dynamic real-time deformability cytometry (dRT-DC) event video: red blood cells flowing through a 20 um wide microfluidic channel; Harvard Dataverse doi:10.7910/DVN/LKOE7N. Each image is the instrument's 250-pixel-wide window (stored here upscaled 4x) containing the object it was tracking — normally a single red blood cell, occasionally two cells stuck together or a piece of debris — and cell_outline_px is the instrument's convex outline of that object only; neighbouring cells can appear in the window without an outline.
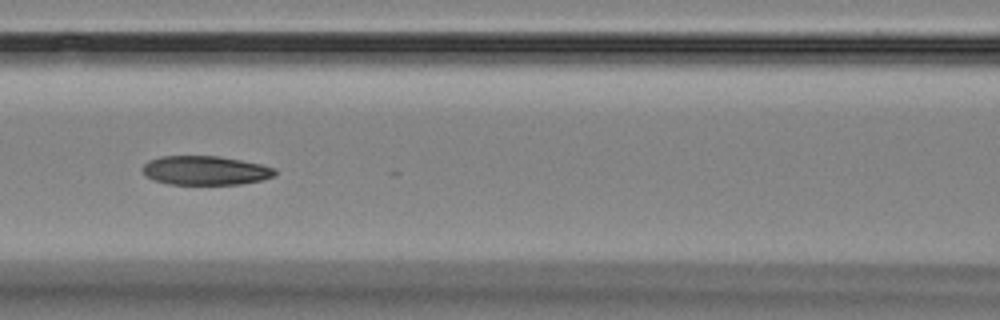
{"species": "Egyptian fruit bat (a non-hibernating species)", "species_latin": "Rousettus aegyptiacus", "temperature_condition": "room temperature", "stored_images_in_passage": 12, "camera_frame_rate_fps": 3000, "um_per_image_px": 0.085, "animal": {"sex": "female"}, "frame": {"image": 1, "passage_image": 5, "time_ms": 4.667, "image_size_px": [1000, 320], "cell_outline_px": [[276, 176], [264, 180], [240, 184], [168, 184], [156, 180], [148, 176], [144, 172], [144, 164], [148, 160], [160, 156], [220, 156], [260, 164], [276, 168]], "centroid_in_image_um": [17.51, 14.48], "position_along_channel_um": 149.1, "area_um2": 22.37}}
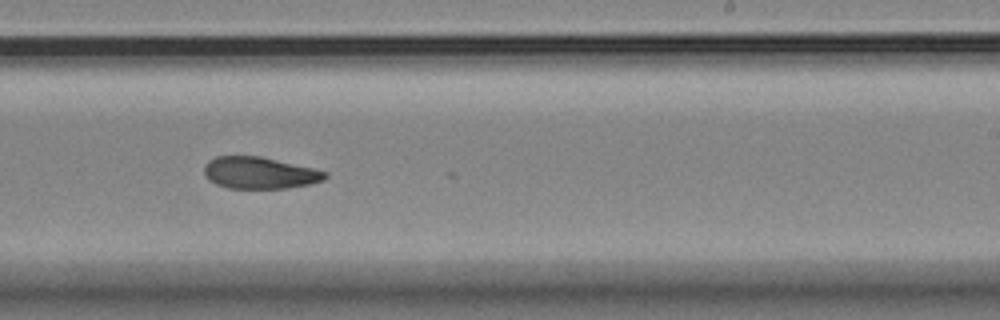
{"frame": {"image": 2, "passage_image": 8, "time_ms": 8.0, "image_size_px": [1000, 320], "cell_outline_px": [[328, 176], [324, 180], [312, 184], [288, 188], [228, 188], [216, 184], [208, 180], [204, 176], [204, 164], [208, 160], [216, 156], [260, 156], [312, 168], [328, 172]], "centroid_in_image_um": [22.05, 14.7], "position_along_channel_um": 267.0, "area_um2": 22.54}}
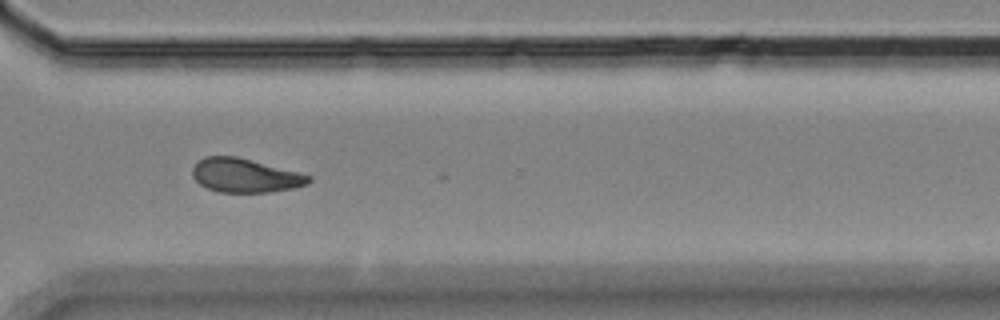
{"frame": {"image": 3, "passage_image": 10, "time_ms": 10.333, "image_size_px": [1000, 320], "cell_outline_px": [[312, 180], [308, 184], [292, 188], [272, 192], [220, 192], [208, 188], [200, 184], [192, 176], [192, 168], [204, 156], [236, 156], [312, 176]], "centroid_in_image_um": [20.83, 14.92], "position_along_channel_um": 349.8, "area_um2": 22.72}, "authors_computed_cell_mechanics": {"area_um2": 22.9177, "velocity_mm_per_s": 3.5494, "shape_relaxation_time_tau1_ms": null, "shape_relaxation_time_tau2_ms": 3.8384, "deformation_change_tau1": null, "deformation_change_tau2": 0.0873}}